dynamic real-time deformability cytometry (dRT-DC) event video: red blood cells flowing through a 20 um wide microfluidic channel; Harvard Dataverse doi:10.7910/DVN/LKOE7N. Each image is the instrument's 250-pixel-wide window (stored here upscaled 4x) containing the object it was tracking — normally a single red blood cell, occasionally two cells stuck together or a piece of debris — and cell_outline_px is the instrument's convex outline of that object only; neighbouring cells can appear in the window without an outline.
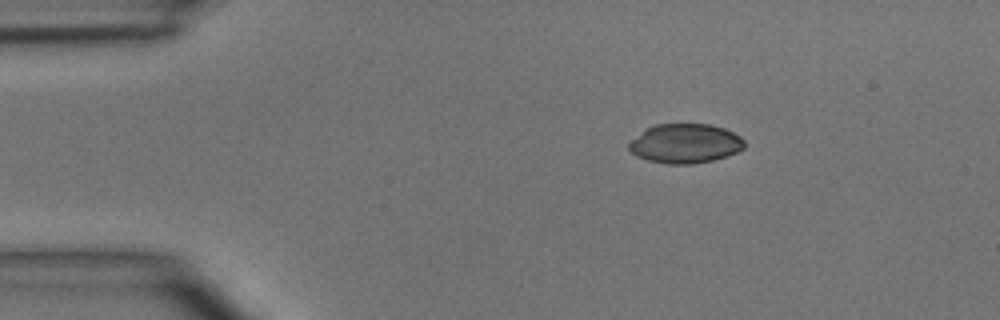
{"species": "common noctule bat (a hibernating species)", "species_latin": "Nyctalus noctula", "temperature_condition": "room temperature", "stored_images_in_passage": 5, "camera_frame_rate_fps": 3000, "um_per_image_px": 0.085, "animal": {"sex": "male", "body_mass_g": 15.6}, "frame": {"image": 1, "passage_image": 2, "time_ms": 1.333, "image_size_px": [1000, 320], "cell_outline_px": [[744, 148], [728, 156], [712, 160], [692, 164], [668, 164], [648, 160], [636, 156], [628, 148], [628, 144], [632, 140], [648, 128], [656, 124], [708, 124], [724, 128], [740, 136], [744, 140]], "centroid_in_image_um": [58.26, 12.2], "position_along_channel_um": 26.7, "area_um2": 26.3}}
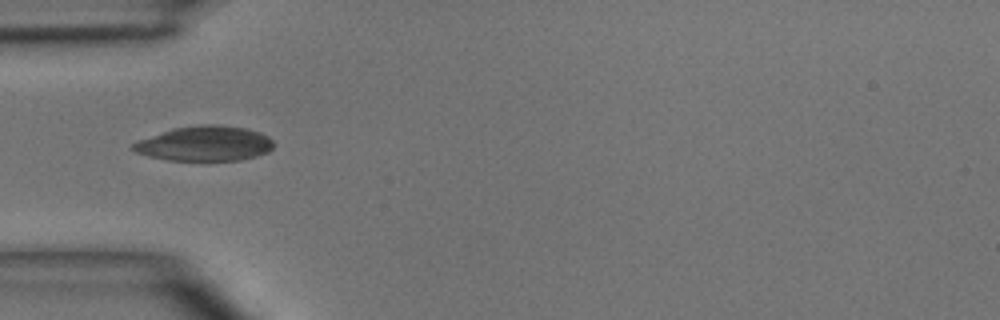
{"frame": {"image": 2, "passage_image": 4, "time_ms": 3.667, "image_size_px": [1000, 320], "cell_outline_px": [[276, 144], [268, 152], [256, 156], [240, 160], [168, 160], [148, 156], [136, 152], [132, 148], [132, 144], [136, 140], [172, 128], [200, 124], [216, 124], [248, 128], [260, 132], [268, 136]], "centroid_in_image_um": [17.41, 12.19], "position_along_channel_um": 67.6, "area_um2": 28.9}}
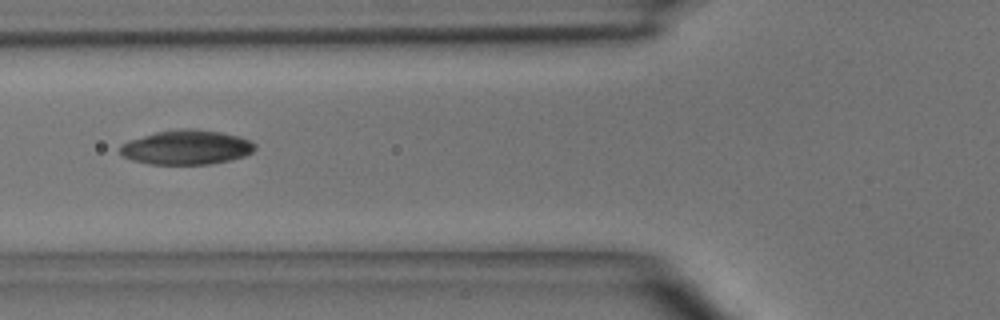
{"frame": {"image": 3, "passage_image": 5, "time_ms": 4.667, "image_size_px": [1000, 320], "cell_outline_px": [[256, 148], [252, 152], [244, 156], [228, 160], [208, 164], [148, 164], [132, 160], [124, 156], [120, 152], [120, 144], [128, 140], [156, 132], [176, 128], [196, 128], [220, 132], [240, 136], [252, 140], [256, 144]], "centroid_in_image_um": [15.86, 12.5], "position_along_channel_um": 109.9, "area_um2": 27.34}}